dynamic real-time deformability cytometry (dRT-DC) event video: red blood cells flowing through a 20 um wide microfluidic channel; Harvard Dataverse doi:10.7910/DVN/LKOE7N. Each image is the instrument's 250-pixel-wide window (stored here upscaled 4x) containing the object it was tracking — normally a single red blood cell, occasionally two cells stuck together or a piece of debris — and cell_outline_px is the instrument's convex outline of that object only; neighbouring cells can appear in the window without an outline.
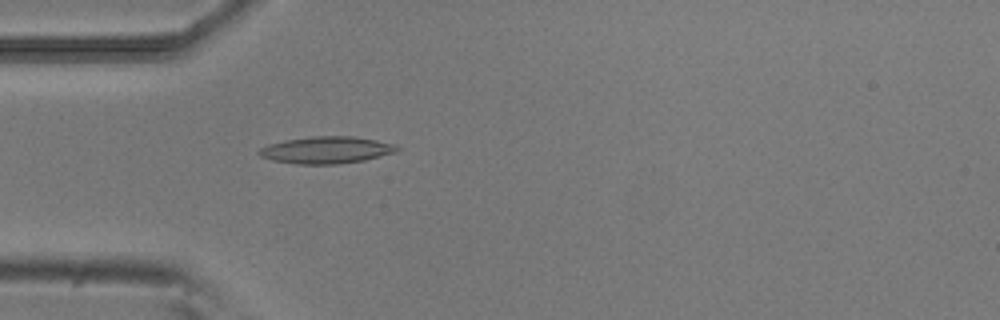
{"species": "common noctule bat (a hibernating species)", "species_latin": "Nyctalus noctula", "temperature_condition": "room temperature", "stored_images_in_passage": 52, "camera_frame_rate_fps": 3000, "um_per_image_px": 0.085, "animal": {"sex": "male", "body_mass_g": 20.5, "forearm_length_mm": 52.5}, "frame": {"image": 1, "passage_image": 15, "time_ms": 4.667, "image_size_px": [1000, 320], "cell_outline_px": [[400, 148], [396, 152], [364, 160], [336, 164], [296, 164], [272, 160], [260, 156], [256, 152], [260, 148], [268, 144], [284, 140], [312, 136], [352, 136], [376, 140], [396, 144]], "centroid_in_image_um": [27.72, 12.74], "position_along_channel_um": 57.3, "area_um2": 21.73}}
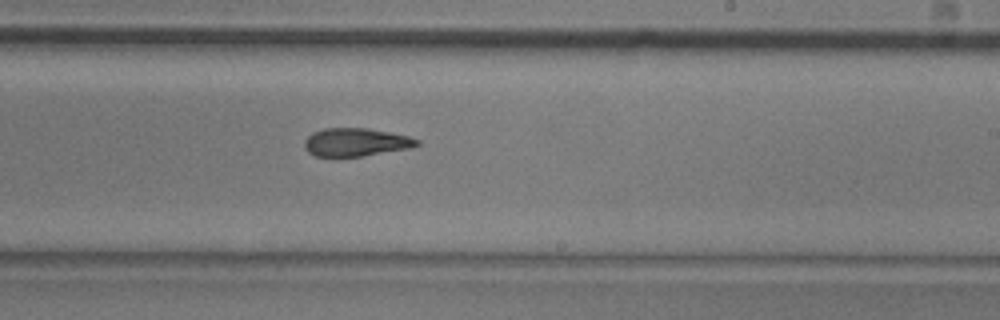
{"frame": {"image": 2, "passage_image": 31, "time_ms": 10.0, "image_size_px": [1000, 320], "cell_outline_px": [[420, 144], [408, 148], [364, 156], [316, 156], [308, 152], [304, 148], [304, 140], [312, 132], [324, 128], [368, 128], [408, 136], [420, 140]], "centroid_in_image_um": [30.22, 12.08], "position_along_channel_um": 258.8, "area_um2": 18.38}}
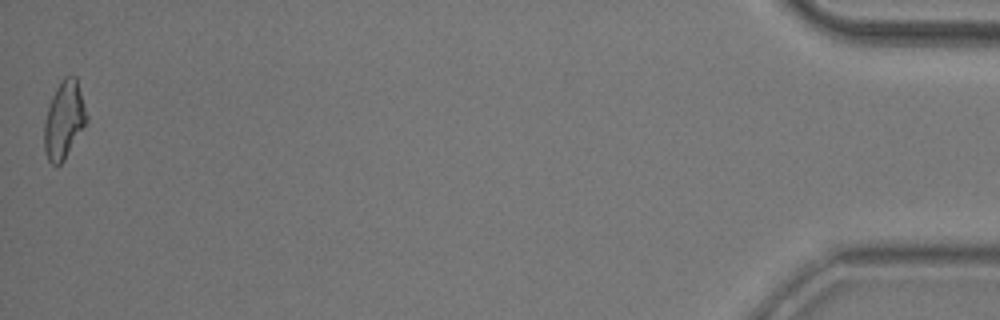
{"frame": {"image": 3, "passage_image": 52, "time_ms": 17.0, "image_size_px": [1000, 320], "cell_outline_px": [[88, 120], [64, 160], [60, 164], [52, 164], [48, 160], [44, 152], [44, 120], [52, 96], [60, 80], [64, 76], [76, 76], [88, 116]], "centroid_in_image_um": [5.44, 10.18], "position_along_channel_um": 429.8, "area_um2": 19.13}, "authors_computed_cell_mechanics": {"area_um2": 19.363, "velocity_mm_per_s": 3.8308, "shape_relaxation_time_tau1_ms": 6.7417, "shape_relaxation_time_tau2_ms": 3.1174, "deformation_change_tau1": 0.1909, "deformation_change_tau2": 0.1205}}